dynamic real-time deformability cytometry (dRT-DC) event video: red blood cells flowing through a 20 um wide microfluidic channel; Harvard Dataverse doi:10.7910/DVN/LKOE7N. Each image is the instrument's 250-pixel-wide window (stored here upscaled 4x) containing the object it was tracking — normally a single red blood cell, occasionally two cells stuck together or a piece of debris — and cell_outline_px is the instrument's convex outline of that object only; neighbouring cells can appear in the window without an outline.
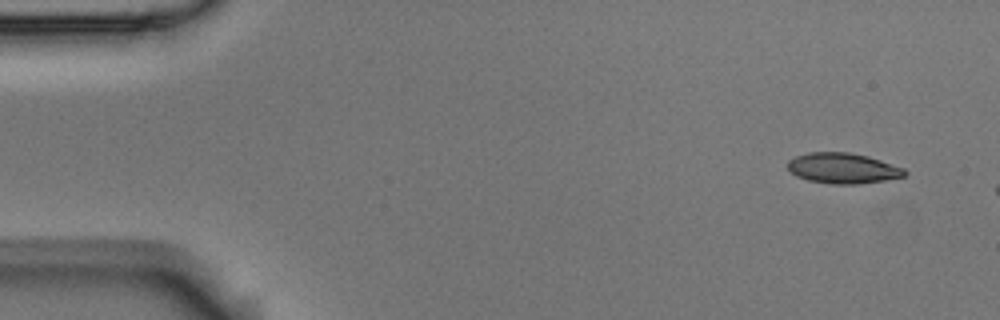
{"species": "Egyptian fruit bat (a non-hibernating species)", "species_latin": "Rousettus aegyptiacus", "temperature_condition": "room temperature", "stored_images_in_passage": 3, "camera_frame_rate_fps": 3000, "um_per_image_px": 0.085, "animal": {"sex": "male"}, "frame": {"image": 1, "passage_image": 1, "time_ms": 0.0, "image_size_px": [1000, 320], "cell_outline_px": [[908, 172], [904, 176], [884, 180], [856, 184], [832, 184], [808, 180], [796, 176], [788, 168], [788, 160], [796, 156], [808, 152], [848, 152], [868, 156], [904, 168]], "centroid_in_image_um": [71.64, 14.29], "position_along_channel_um": 13.4, "area_um2": 20.69}}